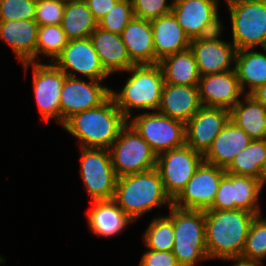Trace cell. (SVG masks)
Masks as SVG:
<instances>
[{
	"instance_id": "1",
	"label": "cell",
	"mask_w": 266,
	"mask_h": 266,
	"mask_svg": "<svg viewBox=\"0 0 266 266\" xmlns=\"http://www.w3.org/2000/svg\"><path fill=\"white\" fill-rule=\"evenodd\" d=\"M245 210H205L206 250L209 260L235 259L243 253L256 216Z\"/></svg>"
},
{
	"instance_id": "2",
	"label": "cell",
	"mask_w": 266,
	"mask_h": 266,
	"mask_svg": "<svg viewBox=\"0 0 266 266\" xmlns=\"http://www.w3.org/2000/svg\"><path fill=\"white\" fill-rule=\"evenodd\" d=\"M127 123L110 95L99 106L72 115L62 126L77 138L79 147L109 149Z\"/></svg>"
},
{
	"instance_id": "3",
	"label": "cell",
	"mask_w": 266,
	"mask_h": 266,
	"mask_svg": "<svg viewBox=\"0 0 266 266\" xmlns=\"http://www.w3.org/2000/svg\"><path fill=\"white\" fill-rule=\"evenodd\" d=\"M113 200L134 222L155 208L173 205L156 168L117 178Z\"/></svg>"
},
{
	"instance_id": "4",
	"label": "cell",
	"mask_w": 266,
	"mask_h": 266,
	"mask_svg": "<svg viewBox=\"0 0 266 266\" xmlns=\"http://www.w3.org/2000/svg\"><path fill=\"white\" fill-rule=\"evenodd\" d=\"M125 72L131 74L122 91L110 92L123 115L129 119L133 109L157 111L165 83L159 64L133 65Z\"/></svg>"
},
{
	"instance_id": "5",
	"label": "cell",
	"mask_w": 266,
	"mask_h": 266,
	"mask_svg": "<svg viewBox=\"0 0 266 266\" xmlns=\"http://www.w3.org/2000/svg\"><path fill=\"white\" fill-rule=\"evenodd\" d=\"M174 230L172 252L179 266H197L208 260L205 237V210L182 209L171 206Z\"/></svg>"
},
{
	"instance_id": "6",
	"label": "cell",
	"mask_w": 266,
	"mask_h": 266,
	"mask_svg": "<svg viewBox=\"0 0 266 266\" xmlns=\"http://www.w3.org/2000/svg\"><path fill=\"white\" fill-rule=\"evenodd\" d=\"M109 152L117 178L156 167L157 154L129 123L121 129Z\"/></svg>"
},
{
	"instance_id": "7",
	"label": "cell",
	"mask_w": 266,
	"mask_h": 266,
	"mask_svg": "<svg viewBox=\"0 0 266 266\" xmlns=\"http://www.w3.org/2000/svg\"><path fill=\"white\" fill-rule=\"evenodd\" d=\"M128 123L157 155L186 144L185 123L158 111L132 115Z\"/></svg>"
},
{
	"instance_id": "8",
	"label": "cell",
	"mask_w": 266,
	"mask_h": 266,
	"mask_svg": "<svg viewBox=\"0 0 266 266\" xmlns=\"http://www.w3.org/2000/svg\"><path fill=\"white\" fill-rule=\"evenodd\" d=\"M80 149L81 179L84 182L90 201L113 199L117 177L111 162L109 149Z\"/></svg>"
},
{
	"instance_id": "9",
	"label": "cell",
	"mask_w": 266,
	"mask_h": 266,
	"mask_svg": "<svg viewBox=\"0 0 266 266\" xmlns=\"http://www.w3.org/2000/svg\"><path fill=\"white\" fill-rule=\"evenodd\" d=\"M228 10L236 50L266 48V3L249 1Z\"/></svg>"
},
{
	"instance_id": "10",
	"label": "cell",
	"mask_w": 266,
	"mask_h": 266,
	"mask_svg": "<svg viewBox=\"0 0 266 266\" xmlns=\"http://www.w3.org/2000/svg\"><path fill=\"white\" fill-rule=\"evenodd\" d=\"M203 161V154L186 144L157 155L155 168L162 179L166 194L172 201L185 188Z\"/></svg>"
},
{
	"instance_id": "11",
	"label": "cell",
	"mask_w": 266,
	"mask_h": 266,
	"mask_svg": "<svg viewBox=\"0 0 266 266\" xmlns=\"http://www.w3.org/2000/svg\"><path fill=\"white\" fill-rule=\"evenodd\" d=\"M32 65L33 92L40 112L41 121L54 119L61 125L60 94L66 74L58 69L52 62H26L22 63L25 71Z\"/></svg>"
},
{
	"instance_id": "12",
	"label": "cell",
	"mask_w": 266,
	"mask_h": 266,
	"mask_svg": "<svg viewBox=\"0 0 266 266\" xmlns=\"http://www.w3.org/2000/svg\"><path fill=\"white\" fill-rule=\"evenodd\" d=\"M262 188L259 180L226 172L220 181L213 205L207 210H245L262 214L259 198Z\"/></svg>"
},
{
	"instance_id": "13",
	"label": "cell",
	"mask_w": 266,
	"mask_h": 266,
	"mask_svg": "<svg viewBox=\"0 0 266 266\" xmlns=\"http://www.w3.org/2000/svg\"><path fill=\"white\" fill-rule=\"evenodd\" d=\"M52 63L70 77H77V72L83 78L105 81L110 76L102 66L90 37L69 40Z\"/></svg>"
},
{
	"instance_id": "14",
	"label": "cell",
	"mask_w": 266,
	"mask_h": 266,
	"mask_svg": "<svg viewBox=\"0 0 266 266\" xmlns=\"http://www.w3.org/2000/svg\"><path fill=\"white\" fill-rule=\"evenodd\" d=\"M225 169L205 161L197 168L185 188L173 200L182 209L207 210L214 201Z\"/></svg>"
},
{
	"instance_id": "15",
	"label": "cell",
	"mask_w": 266,
	"mask_h": 266,
	"mask_svg": "<svg viewBox=\"0 0 266 266\" xmlns=\"http://www.w3.org/2000/svg\"><path fill=\"white\" fill-rule=\"evenodd\" d=\"M102 83L66 75L60 94L61 125L72 115L95 108L110 96L111 89Z\"/></svg>"
},
{
	"instance_id": "16",
	"label": "cell",
	"mask_w": 266,
	"mask_h": 266,
	"mask_svg": "<svg viewBox=\"0 0 266 266\" xmlns=\"http://www.w3.org/2000/svg\"><path fill=\"white\" fill-rule=\"evenodd\" d=\"M230 120V111L202 106L186 123V145L205 154Z\"/></svg>"
},
{
	"instance_id": "17",
	"label": "cell",
	"mask_w": 266,
	"mask_h": 266,
	"mask_svg": "<svg viewBox=\"0 0 266 266\" xmlns=\"http://www.w3.org/2000/svg\"><path fill=\"white\" fill-rule=\"evenodd\" d=\"M198 90L202 106L231 110L244 93L235 69L200 77Z\"/></svg>"
},
{
	"instance_id": "18",
	"label": "cell",
	"mask_w": 266,
	"mask_h": 266,
	"mask_svg": "<svg viewBox=\"0 0 266 266\" xmlns=\"http://www.w3.org/2000/svg\"><path fill=\"white\" fill-rule=\"evenodd\" d=\"M200 76L234 70L236 48L227 41L191 40Z\"/></svg>"
},
{
	"instance_id": "19",
	"label": "cell",
	"mask_w": 266,
	"mask_h": 266,
	"mask_svg": "<svg viewBox=\"0 0 266 266\" xmlns=\"http://www.w3.org/2000/svg\"><path fill=\"white\" fill-rule=\"evenodd\" d=\"M39 25L35 20L0 21V40L8 44L21 63L36 61Z\"/></svg>"
},
{
	"instance_id": "20",
	"label": "cell",
	"mask_w": 266,
	"mask_h": 266,
	"mask_svg": "<svg viewBox=\"0 0 266 266\" xmlns=\"http://www.w3.org/2000/svg\"><path fill=\"white\" fill-rule=\"evenodd\" d=\"M201 107L198 85L164 83L157 111L186 123Z\"/></svg>"
},
{
	"instance_id": "21",
	"label": "cell",
	"mask_w": 266,
	"mask_h": 266,
	"mask_svg": "<svg viewBox=\"0 0 266 266\" xmlns=\"http://www.w3.org/2000/svg\"><path fill=\"white\" fill-rule=\"evenodd\" d=\"M150 22L153 32L155 64L166 56L190 48L191 40L179 25L173 12Z\"/></svg>"
},
{
	"instance_id": "22",
	"label": "cell",
	"mask_w": 266,
	"mask_h": 266,
	"mask_svg": "<svg viewBox=\"0 0 266 266\" xmlns=\"http://www.w3.org/2000/svg\"><path fill=\"white\" fill-rule=\"evenodd\" d=\"M251 141L250 136L230 119L203 155L204 161L226 169Z\"/></svg>"
},
{
	"instance_id": "23",
	"label": "cell",
	"mask_w": 266,
	"mask_h": 266,
	"mask_svg": "<svg viewBox=\"0 0 266 266\" xmlns=\"http://www.w3.org/2000/svg\"><path fill=\"white\" fill-rule=\"evenodd\" d=\"M87 224L94 235L108 238L122 234L134 221L129 218L113 199L91 201Z\"/></svg>"
},
{
	"instance_id": "24",
	"label": "cell",
	"mask_w": 266,
	"mask_h": 266,
	"mask_svg": "<svg viewBox=\"0 0 266 266\" xmlns=\"http://www.w3.org/2000/svg\"><path fill=\"white\" fill-rule=\"evenodd\" d=\"M172 12L190 40L218 13L219 0H172Z\"/></svg>"
},
{
	"instance_id": "25",
	"label": "cell",
	"mask_w": 266,
	"mask_h": 266,
	"mask_svg": "<svg viewBox=\"0 0 266 266\" xmlns=\"http://www.w3.org/2000/svg\"><path fill=\"white\" fill-rule=\"evenodd\" d=\"M90 38L102 66L110 75L125 72L134 65L129 59L121 35L97 27Z\"/></svg>"
},
{
	"instance_id": "26",
	"label": "cell",
	"mask_w": 266,
	"mask_h": 266,
	"mask_svg": "<svg viewBox=\"0 0 266 266\" xmlns=\"http://www.w3.org/2000/svg\"><path fill=\"white\" fill-rule=\"evenodd\" d=\"M134 65L155 64L151 22L133 17L121 34Z\"/></svg>"
},
{
	"instance_id": "27",
	"label": "cell",
	"mask_w": 266,
	"mask_h": 266,
	"mask_svg": "<svg viewBox=\"0 0 266 266\" xmlns=\"http://www.w3.org/2000/svg\"><path fill=\"white\" fill-rule=\"evenodd\" d=\"M263 51L265 53L254 49L236 51L234 69L244 94H251L266 83V48Z\"/></svg>"
},
{
	"instance_id": "28",
	"label": "cell",
	"mask_w": 266,
	"mask_h": 266,
	"mask_svg": "<svg viewBox=\"0 0 266 266\" xmlns=\"http://www.w3.org/2000/svg\"><path fill=\"white\" fill-rule=\"evenodd\" d=\"M242 97L230 110V119L252 140H266V107L250 94Z\"/></svg>"
},
{
	"instance_id": "29",
	"label": "cell",
	"mask_w": 266,
	"mask_h": 266,
	"mask_svg": "<svg viewBox=\"0 0 266 266\" xmlns=\"http://www.w3.org/2000/svg\"><path fill=\"white\" fill-rule=\"evenodd\" d=\"M158 64L166 84L198 85L201 76L190 48L166 56Z\"/></svg>"
},
{
	"instance_id": "30",
	"label": "cell",
	"mask_w": 266,
	"mask_h": 266,
	"mask_svg": "<svg viewBox=\"0 0 266 266\" xmlns=\"http://www.w3.org/2000/svg\"><path fill=\"white\" fill-rule=\"evenodd\" d=\"M61 27L68 40L85 39L98 27V22L84 0H68Z\"/></svg>"
},
{
	"instance_id": "31",
	"label": "cell",
	"mask_w": 266,
	"mask_h": 266,
	"mask_svg": "<svg viewBox=\"0 0 266 266\" xmlns=\"http://www.w3.org/2000/svg\"><path fill=\"white\" fill-rule=\"evenodd\" d=\"M266 159V140H252L237 154L225 169L228 173L259 179L260 168Z\"/></svg>"
},
{
	"instance_id": "32",
	"label": "cell",
	"mask_w": 266,
	"mask_h": 266,
	"mask_svg": "<svg viewBox=\"0 0 266 266\" xmlns=\"http://www.w3.org/2000/svg\"><path fill=\"white\" fill-rule=\"evenodd\" d=\"M170 214L158 216L151 220L143 233V243L147 249L156 251H172L174 245L173 222Z\"/></svg>"
},
{
	"instance_id": "33",
	"label": "cell",
	"mask_w": 266,
	"mask_h": 266,
	"mask_svg": "<svg viewBox=\"0 0 266 266\" xmlns=\"http://www.w3.org/2000/svg\"><path fill=\"white\" fill-rule=\"evenodd\" d=\"M68 41L69 40L61 25L39 26L36 46V60L41 55L43 56L42 59L45 60L44 57H48V59L51 58L49 62H53L68 44Z\"/></svg>"
},
{
	"instance_id": "34",
	"label": "cell",
	"mask_w": 266,
	"mask_h": 266,
	"mask_svg": "<svg viewBox=\"0 0 266 266\" xmlns=\"http://www.w3.org/2000/svg\"><path fill=\"white\" fill-rule=\"evenodd\" d=\"M266 258V218L261 215L252 221L240 259L262 264Z\"/></svg>"
},
{
	"instance_id": "35",
	"label": "cell",
	"mask_w": 266,
	"mask_h": 266,
	"mask_svg": "<svg viewBox=\"0 0 266 266\" xmlns=\"http://www.w3.org/2000/svg\"><path fill=\"white\" fill-rule=\"evenodd\" d=\"M133 17L131 0H118L112 9L98 22V27L121 35Z\"/></svg>"
},
{
	"instance_id": "36",
	"label": "cell",
	"mask_w": 266,
	"mask_h": 266,
	"mask_svg": "<svg viewBox=\"0 0 266 266\" xmlns=\"http://www.w3.org/2000/svg\"><path fill=\"white\" fill-rule=\"evenodd\" d=\"M37 0H0V21L35 20Z\"/></svg>"
},
{
	"instance_id": "37",
	"label": "cell",
	"mask_w": 266,
	"mask_h": 266,
	"mask_svg": "<svg viewBox=\"0 0 266 266\" xmlns=\"http://www.w3.org/2000/svg\"><path fill=\"white\" fill-rule=\"evenodd\" d=\"M65 0H37L35 21L39 26L61 25Z\"/></svg>"
},
{
	"instance_id": "38",
	"label": "cell",
	"mask_w": 266,
	"mask_h": 266,
	"mask_svg": "<svg viewBox=\"0 0 266 266\" xmlns=\"http://www.w3.org/2000/svg\"><path fill=\"white\" fill-rule=\"evenodd\" d=\"M134 17L152 21L172 12L173 2L167 0H131Z\"/></svg>"
},
{
	"instance_id": "39",
	"label": "cell",
	"mask_w": 266,
	"mask_h": 266,
	"mask_svg": "<svg viewBox=\"0 0 266 266\" xmlns=\"http://www.w3.org/2000/svg\"><path fill=\"white\" fill-rule=\"evenodd\" d=\"M139 266H179L172 251L147 249L142 255Z\"/></svg>"
},
{
	"instance_id": "40",
	"label": "cell",
	"mask_w": 266,
	"mask_h": 266,
	"mask_svg": "<svg viewBox=\"0 0 266 266\" xmlns=\"http://www.w3.org/2000/svg\"><path fill=\"white\" fill-rule=\"evenodd\" d=\"M224 26L219 18V12L213 17L200 31L199 35L192 40L200 41H222L220 36L223 32Z\"/></svg>"
},
{
	"instance_id": "41",
	"label": "cell",
	"mask_w": 266,
	"mask_h": 266,
	"mask_svg": "<svg viewBox=\"0 0 266 266\" xmlns=\"http://www.w3.org/2000/svg\"><path fill=\"white\" fill-rule=\"evenodd\" d=\"M92 12L93 17L99 22L115 5L118 0H84Z\"/></svg>"
},
{
	"instance_id": "42",
	"label": "cell",
	"mask_w": 266,
	"mask_h": 266,
	"mask_svg": "<svg viewBox=\"0 0 266 266\" xmlns=\"http://www.w3.org/2000/svg\"><path fill=\"white\" fill-rule=\"evenodd\" d=\"M250 95L266 107V83L255 89Z\"/></svg>"
},
{
	"instance_id": "43",
	"label": "cell",
	"mask_w": 266,
	"mask_h": 266,
	"mask_svg": "<svg viewBox=\"0 0 266 266\" xmlns=\"http://www.w3.org/2000/svg\"><path fill=\"white\" fill-rule=\"evenodd\" d=\"M227 261H235V264L233 263L232 266H262L260 263L252 262V261H246L240 258L235 259H226Z\"/></svg>"
},
{
	"instance_id": "44",
	"label": "cell",
	"mask_w": 266,
	"mask_h": 266,
	"mask_svg": "<svg viewBox=\"0 0 266 266\" xmlns=\"http://www.w3.org/2000/svg\"><path fill=\"white\" fill-rule=\"evenodd\" d=\"M259 183L261 188H264V185L266 184V159L263 162V165L260 168V174H259Z\"/></svg>"
},
{
	"instance_id": "45",
	"label": "cell",
	"mask_w": 266,
	"mask_h": 266,
	"mask_svg": "<svg viewBox=\"0 0 266 266\" xmlns=\"http://www.w3.org/2000/svg\"><path fill=\"white\" fill-rule=\"evenodd\" d=\"M227 3V7H233L234 5L240 4V3H245V2H249L252 0H224Z\"/></svg>"
},
{
	"instance_id": "46",
	"label": "cell",
	"mask_w": 266,
	"mask_h": 266,
	"mask_svg": "<svg viewBox=\"0 0 266 266\" xmlns=\"http://www.w3.org/2000/svg\"><path fill=\"white\" fill-rule=\"evenodd\" d=\"M5 261L4 257L0 256V264L5 263Z\"/></svg>"
},
{
	"instance_id": "47",
	"label": "cell",
	"mask_w": 266,
	"mask_h": 266,
	"mask_svg": "<svg viewBox=\"0 0 266 266\" xmlns=\"http://www.w3.org/2000/svg\"><path fill=\"white\" fill-rule=\"evenodd\" d=\"M252 1L266 3V0H252Z\"/></svg>"
}]
</instances>
